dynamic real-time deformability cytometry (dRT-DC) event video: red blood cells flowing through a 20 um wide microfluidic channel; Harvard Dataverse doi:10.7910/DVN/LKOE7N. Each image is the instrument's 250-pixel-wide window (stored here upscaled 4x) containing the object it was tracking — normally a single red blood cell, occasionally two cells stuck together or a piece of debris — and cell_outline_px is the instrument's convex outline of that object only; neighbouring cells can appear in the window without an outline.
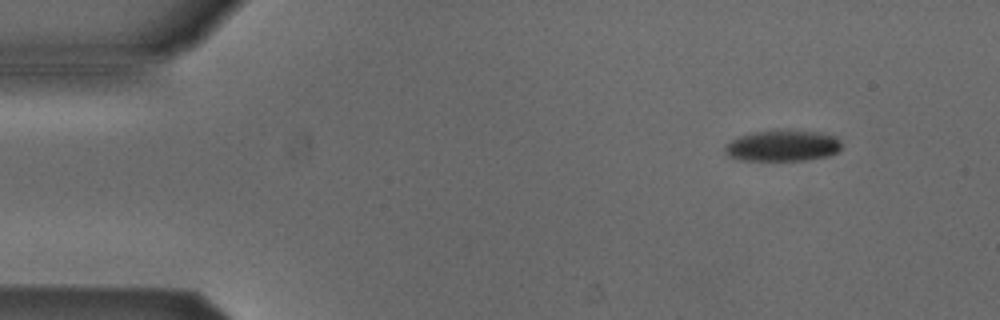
{"species": "Egyptian fruit bat (a non-hibernating species)", "species_latin": "Rousettus aegyptiacus", "temperature_condition": "cold", "stored_images_in_passage": 4, "camera_frame_rate_fps": 3000, "um_per_image_px": 0.085, "animal": {"sex": "male"}, "frame": {"image": 1, "passage_image": 1, "time_ms": 0.0, "image_size_px": [1000, 320], "cell_outline_px": [[840, 148], [836, 152], [828, 156], [808, 160], [740, 160], [728, 156], [724, 152], [724, 144], [740, 136], [756, 132], [780, 128], [788, 128], [820, 132], [836, 136], [840, 140]], "centroid_in_image_um": [66.52, 12.36], "position_along_channel_um": 18.5, "area_um2": 21.68}}
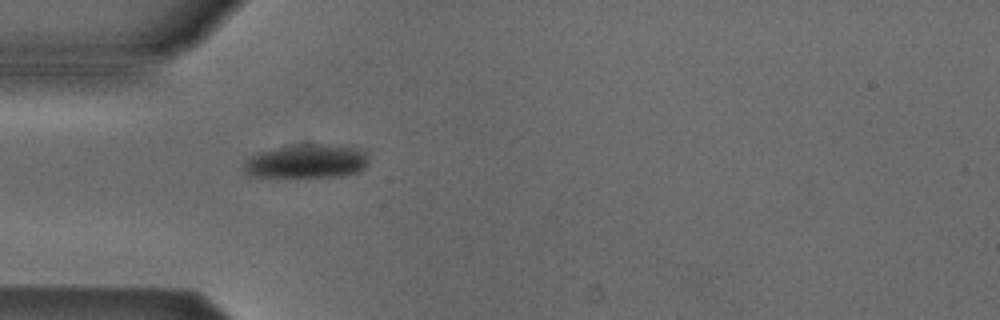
{"frame": {"image": 2, "passage_image": 4, "time_ms": 1.0, "image_size_px": [1000, 320], "cell_outline_px": [[368, 164], [364, 168], [356, 172], [332, 176], [248, 176], [244, 172], [244, 164], [252, 156], [260, 152], [292, 144], [324, 144], [356, 148], [364, 152], [368, 156]], "centroid_in_image_um": [26.06, 13.69], "position_along_channel_um": 58.9, "area_um2": 24.1}}